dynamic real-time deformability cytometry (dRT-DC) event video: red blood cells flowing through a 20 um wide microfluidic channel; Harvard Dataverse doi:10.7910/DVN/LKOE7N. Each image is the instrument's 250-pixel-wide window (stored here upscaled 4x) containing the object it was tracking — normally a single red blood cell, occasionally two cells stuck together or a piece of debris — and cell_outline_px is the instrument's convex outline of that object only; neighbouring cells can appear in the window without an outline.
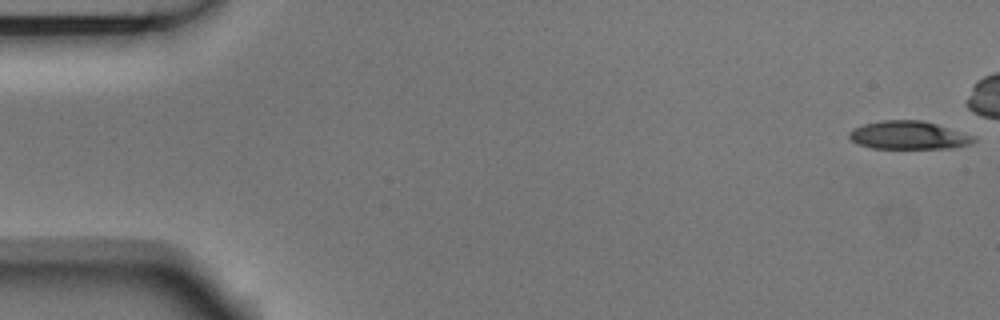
{"species": "Egyptian fruit bat (a non-hibernating species)", "species_latin": "Rousettus aegyptiacus", "temperature_condition": "room temperature", "stored_images_in_passage": 7, "camera_frame_rate_fps": 3000, "um_per_image_px": 0.085, "animal": {"sex": "male"}, "frame": {"image": 1, "passage_image": 1, "time_ms": 0.0, "image_size_px": [1000, 320], "cell_outline_px": [[976, 140], [968, 144], [952, 148], [872, 148], [856, 144], [848, 136], [848, 132], [852, 128], [864, 124], [884, 120], [924, 120], [976, 136]], "centroid_in_image_um": [77.21, 11.49], "position_along_channel_um": 7.8, "area_um2": 20.52}}